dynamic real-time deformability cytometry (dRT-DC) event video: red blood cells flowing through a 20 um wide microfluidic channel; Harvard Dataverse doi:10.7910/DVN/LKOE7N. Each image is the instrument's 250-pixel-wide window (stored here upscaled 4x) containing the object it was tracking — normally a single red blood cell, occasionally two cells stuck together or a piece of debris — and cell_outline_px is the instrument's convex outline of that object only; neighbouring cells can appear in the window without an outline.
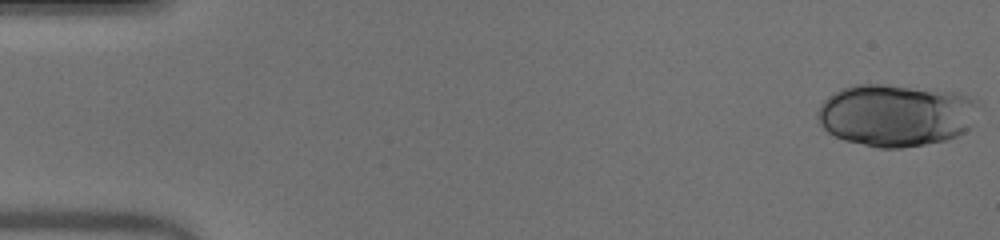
{"species": "human", "species_latin": "Homo sapiens", "temperature_condition": "warm", "stored_images_in_passage": 50, "camera_frame_rate_fps": 3000, "um_per_image_px": 0.085, "donor": {"sex": "male"}, "frame": {"image": 1, "passage_image": 1, "time_ms": 0.0, "image_size_px": [1000, 240], "cell_outline_px": [[976, 104], [972, 124], [964, 132], [948, 140], [900, 148], [876, 148], [844, 140], [828, 132], [816, 120], [816, 112], [820, 104], [832, 92], [840, 88], [852, 84], [884, 84], [956, 92], [968, 96], [976, 100]], "centroid_in_image_um": [76.08, 9.78], "position_along_channel_um": 8.9, "area_um2": 58.67}}
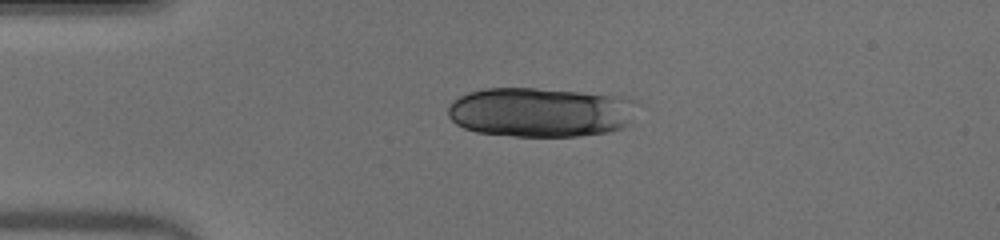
{"frame": {"image": 2, "passage_image": 12, "time_ms": 3.667, "image_size_px": [1000, 240], "cell_outline_px": [[636, 100], [632, 124], [624, 128], [612, 132], [576, 136], [512, 136], [476, 132], [464, 128], [456, 124], [448, 116], [448, 104], [452, 100], [468, 92], [484, 88], [536, 88], [580, 92], [620, 96]], "centroid_in_image_um": [45.95, 9.54], "position_along_channel_um": 39.0, "area_um2": 55.26}}